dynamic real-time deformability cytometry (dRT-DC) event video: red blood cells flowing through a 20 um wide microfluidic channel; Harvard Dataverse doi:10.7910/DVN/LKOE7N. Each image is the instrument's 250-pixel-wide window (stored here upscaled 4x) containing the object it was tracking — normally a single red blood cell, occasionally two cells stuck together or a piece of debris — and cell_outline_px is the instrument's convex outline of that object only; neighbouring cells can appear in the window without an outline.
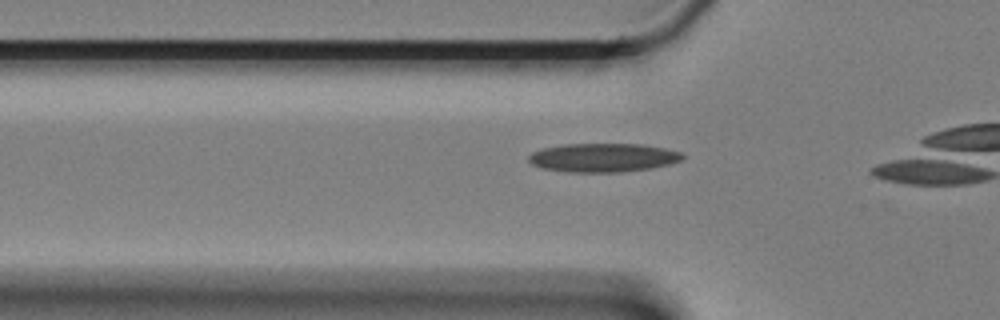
{"species": "Egyptian fruit bat (a non-hibernating species)", "species_latin": "Rousettus aegyptiacus", "temperature_condition": "cold", "stored_images_in_passage": 12, "camera_frame_rate_fps": 3000, "um_per_image_px": 0.085, "animal": {"sex": "female"}, "frame": {"image": 1, "passage_image": 10, "time_ms": 3.0, "image_size_px": [1000, 320], "cell_outline_px": [[684, 156], [680, 160], [668, 164], [652, 168], [620, 172], [568, 172], [540, 168], [532, 164], [528, 160], [528, 156], [532, 152], [540, 148], [560, 144], [644, 144], [664, 148], [680, 152]], "centroid_in_image_um": [51.2, 13.39], "position_along_channel_um": 74.6, "area_um2": 25.89}}